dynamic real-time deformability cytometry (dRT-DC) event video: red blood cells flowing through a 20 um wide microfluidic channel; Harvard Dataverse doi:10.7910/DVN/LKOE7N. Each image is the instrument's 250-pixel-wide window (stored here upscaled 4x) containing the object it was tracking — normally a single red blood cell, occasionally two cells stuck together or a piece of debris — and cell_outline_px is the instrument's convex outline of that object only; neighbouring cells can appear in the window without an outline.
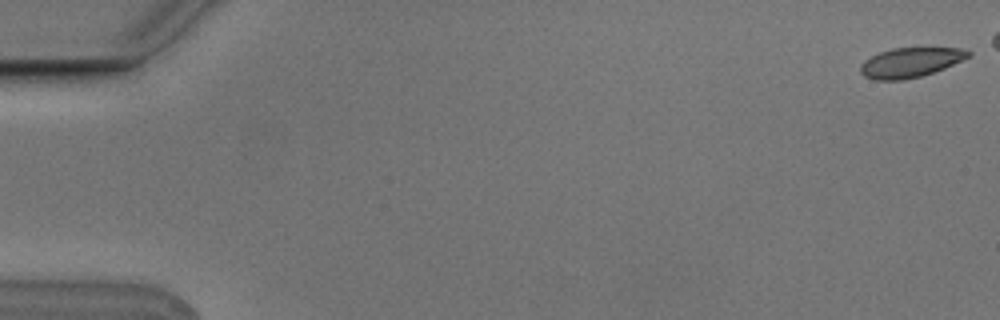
{"species": "Egyptian fruit bat (a non-hibernating species)", "species_latin": "Rousettus aegyptiacus", "temperature_condition": "cold", "stored_images_in_passage": 9, "camera_frame_rate_fps": 3000, "um_per_image_px": 0.085, "animal": {"sex": "male"}, "frame": {"image": 1, "passage_image": 1, "time_ms": 0.0, "image_size_px": [1000, 320], "cell_outline_px": [[972, 56], [944, 68], [920, 76], [904, 80], [876, 80], [864, 76], [860, 72], [860, 64], [864, 60], [880, 52], [892, 48], [960, 48], [972, 52]], "centroid_in_image_um": [77.38, 5.31], "position_along_channel_um": 7.6, "area_um2": 18.61}}